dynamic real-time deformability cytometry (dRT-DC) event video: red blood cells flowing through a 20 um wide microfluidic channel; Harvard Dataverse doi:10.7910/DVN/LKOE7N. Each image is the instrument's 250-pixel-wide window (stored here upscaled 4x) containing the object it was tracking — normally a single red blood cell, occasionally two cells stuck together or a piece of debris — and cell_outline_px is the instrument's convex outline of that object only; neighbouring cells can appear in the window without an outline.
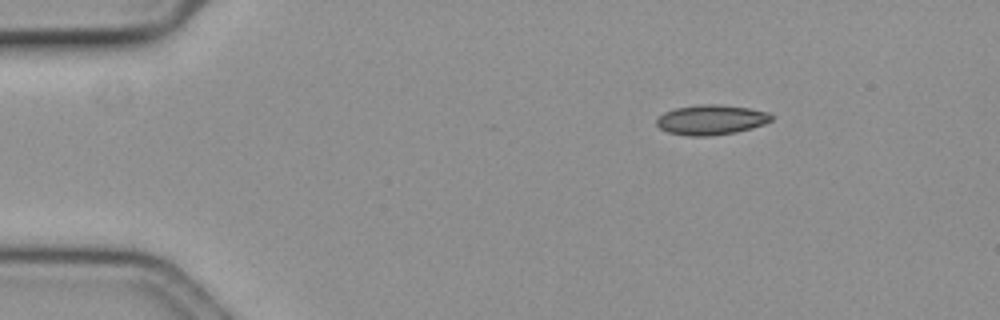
{"species": "common noctule bat (a hibernating species)", "species_latin": "Nyctalus noctula", "temperature_condition": "cold", "stored_images_in_passage": 49, "camera_frame_rate_fps": 3000, "um_per_image_px": 0.085, "animal": {"sex": "female", "body_mass_g": 19.3, "forearm_length_mm": 54.1}, "frame": {"image": 1, "passage_image": 1, "time_ms": 0.0, "image_size_px": [1000, 320], "cell_outline_px": [[772, 120], [764, 124], [752, 128], [736, 132], [712, 136], [688, 136], [668, 132], [660, 128], [656, 124], [656, 120], [664, 112], [676, 108], [700, 104], [720, 104], [748, 108], [768, 112], [772, 116]], "centroid_in_image_um": [60.45, 10.18], "position_along_channel_um": 24.6, "area_um2": 20.06}}
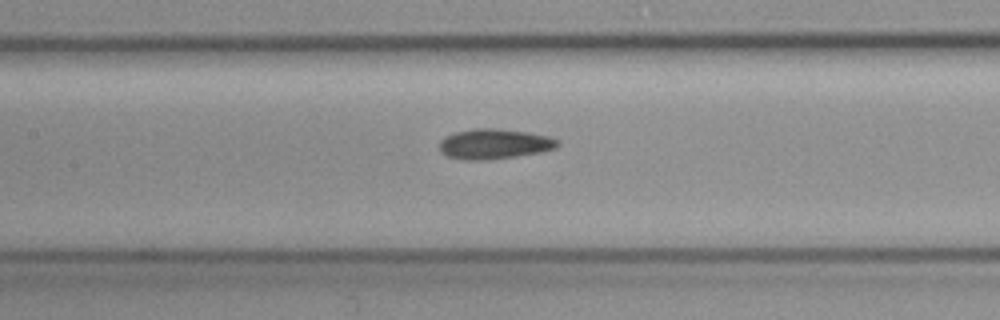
{"frame": {"image": 2, "passage_image": 19, "time_ms": 6.0, "image_size_px": [1000, 320], "cell_outline_px": [[560, 144], [556, 148], [540, 152], [516, 156], [484, 160], [464, 160], [448, 156], [440, 152], [440, 140], [444, 136], [456, 132], [476, 128], [496, 128], [528, 132], [548, 136], [560, 140]], "centroid_in_image_um": [42.02, 12.23], "position_along_channel_um": 165.4, "area_um2": 20.81}}
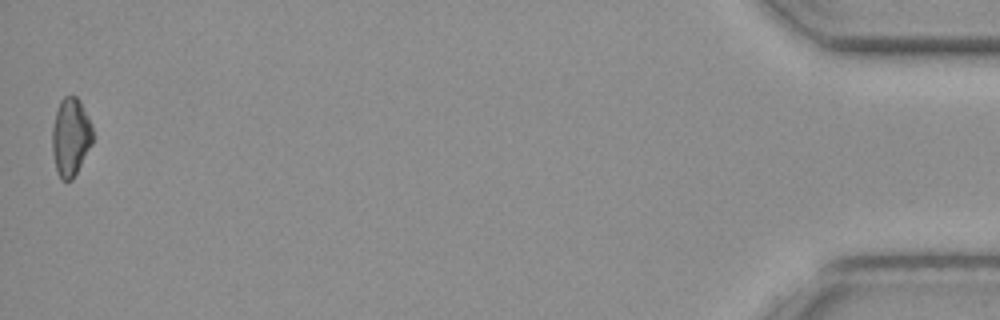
{"frame": {"image": 3, "passage_image": 49, "time_ms": 16.0, "image_size_px": [1000, 320], "cell_outline_px": [[92, 144], [72, 180], [60, 180], [56, 168], [52, 152], [52, 128], [56, 112], [60, 100], [64, 96], [76, 96], [80, 100], [92, 124]], "centroid_in_image_um": [6.0, 11.63], "position_along_channel_um": 429.2, "area_um2": 18.44}}